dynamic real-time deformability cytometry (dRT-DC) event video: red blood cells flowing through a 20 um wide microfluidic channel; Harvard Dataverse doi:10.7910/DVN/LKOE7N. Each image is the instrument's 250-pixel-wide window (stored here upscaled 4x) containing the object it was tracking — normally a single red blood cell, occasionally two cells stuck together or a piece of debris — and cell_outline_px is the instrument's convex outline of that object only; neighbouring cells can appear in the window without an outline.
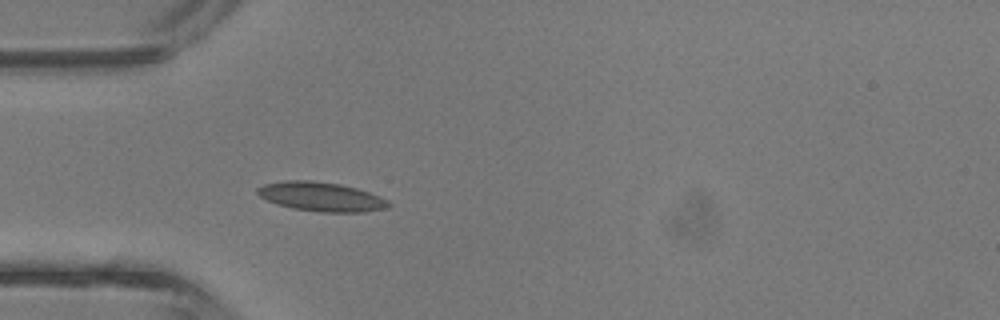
{"species": "common noctule bat (a hibernating species)", "species_latin": "Nyctalus noctula", "temperature_condition": "room temperature", "stored_images_in_passage": 1, "camera_frame_rate_fps": 3000, "um_per_image_px": 0.085, "animal": {"sex": "male", "body_mass_g": 13.3}, "frame": {"image": 1, "passage_image": 1, "time_ms": 0.0, "image_size_px": [1000, 320], "cell_outline_px": [[392, 204], [384, 208], [364, 212], [320, 212], [292, 208], [268, 200], [260, 196], [256, 192], [256, 188], [264, 184], [284, 180], [312, 180], [340, 184], [356, 188], [368, 192], [388, 200]], "centroid_in_image_um": [27.29, 16.71], "position_along_channel_um": 57.7, "area_um2": 22.14}}